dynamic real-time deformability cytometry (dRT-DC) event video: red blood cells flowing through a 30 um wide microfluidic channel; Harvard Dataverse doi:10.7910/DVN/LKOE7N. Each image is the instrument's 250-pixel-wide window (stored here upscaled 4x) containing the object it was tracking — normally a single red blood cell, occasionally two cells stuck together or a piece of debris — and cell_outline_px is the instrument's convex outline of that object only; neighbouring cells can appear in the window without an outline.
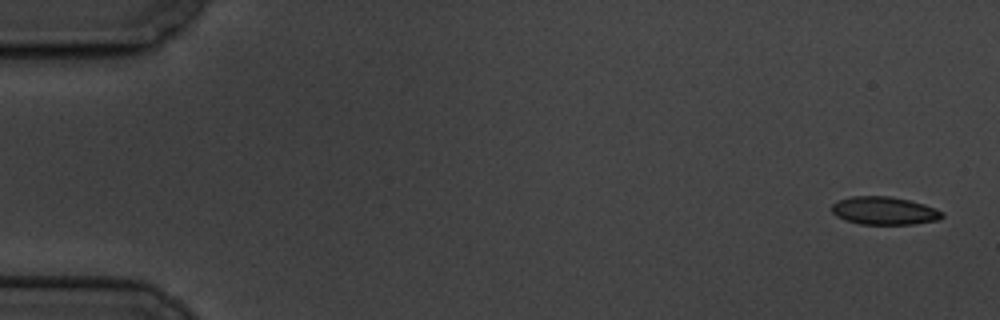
{"species": "common noctule bat (a hibernating species)", "species_latin": "Nyctalus noctula", "temperature_condition": "cold", "stored_images_in_passage": 5, "camera_frame_rate_fps": 3000, "um_per_image_px": 0.085, "animal": {"sex": "male", "body_mass_g": 19.5, "forearm_length_mm": 54.6}, "frame": {"image": 1, "passage_image": 1, "time_ms": 0.0, "image_size_px": [1000, 320], "cell_outline_px": [[944, 216], [940, 220], [916, 224], [860, 224], [836, 216], [832, 212], [832, 204], [840, 200], [852, 196], [888, 196], [908, 200], [924, 204], [936, 208], [944, 212]], "centroid_in_image_um": [75.22, 17.92], "position_along_channel_um": 9.8, "area_um2": 17.98}}
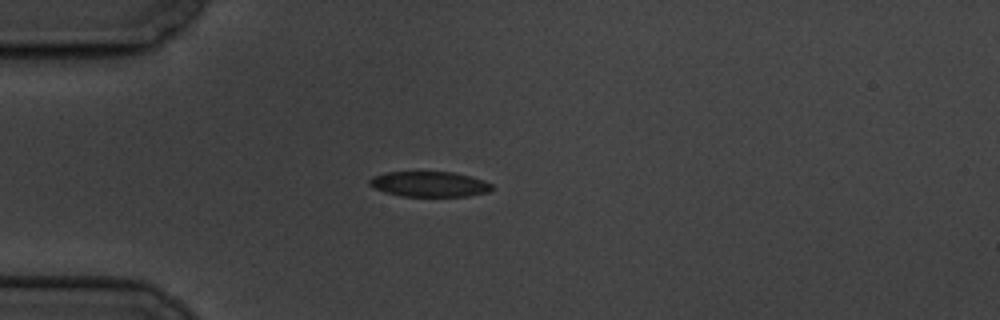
{"frame": {"image": 2, "passage_image": 5, "time_ms": 4.667, "image_size_px": [1000, 320], "cell_outline_px": [[492, 188], [488, 192], [468, 196], [400, 196], [384, 192], [368, 184], [368, 180], [372, 176], [388, 172], [456, 172], [484, 180], [492, 184]], "centroid_in_image_um": [36.49, 15.65], "position_along_channel_um": 48.5, "area_um2": 18.09}}